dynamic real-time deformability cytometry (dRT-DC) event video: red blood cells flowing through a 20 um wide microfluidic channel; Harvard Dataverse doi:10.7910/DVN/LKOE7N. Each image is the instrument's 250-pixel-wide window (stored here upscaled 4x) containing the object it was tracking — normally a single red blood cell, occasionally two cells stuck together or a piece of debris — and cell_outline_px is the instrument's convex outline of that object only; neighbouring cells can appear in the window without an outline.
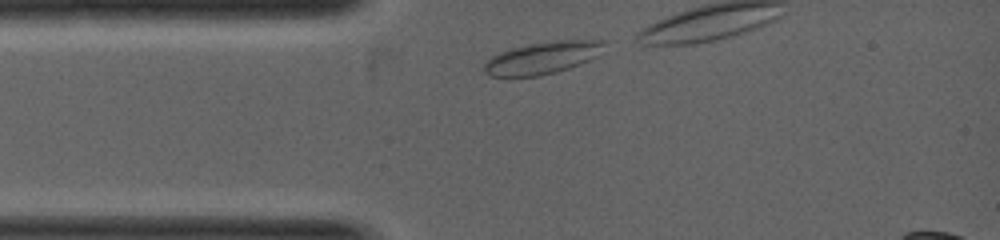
{"species": "common noctule bat (a hibernating species)", "species_latin": "Nyctalus noctula", "temperature_condition": "warm", "stored_images_in_passage": 7, "camera_frame_rate_fps": 5000, "um_per_image_px": 0.085, "animal": {"sex": "female", "body_mass_g": 19.0, "forearm_length_mm": 53.3}, "frame": {"image": 1, "passage_image": 1, "time_ms": 0.0, "image_size_px": [1000, 240], "cell_outline_px": [[608, 40], [596, 56], [580, 64], [556, 72], [540, 76], [492, 76], [484, 72], [484, 64], [492, 56], [500, 52], [512, 48], [532, 44], [556, 40]], "centroid_in_image_um": [46.12, 4.92], "position_along_channel_um": 38.9, "area_um2": 22.2}}
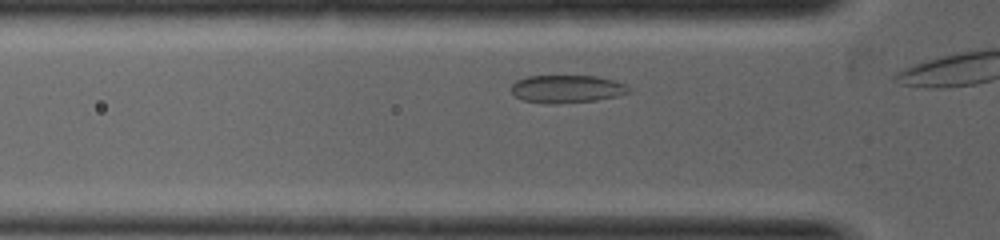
{"frame": {"image": 2, "passage_image": 4, "time_ms": 0.6, "image_size_px": [1000, 240], "cell_outline_px": [[632, 92], [616, 96], [596, 100], [556, 104], [548, 104], [524, 100], [516, 96], [512, 92], [512, 84], [516, 80], [528, 76], [596, 76], [616, 80], [628, 84]], "centroid_in_image_um": [48.24, 7.55], "position_along_channel_um": 77.6, "area_um2": 19.19}}